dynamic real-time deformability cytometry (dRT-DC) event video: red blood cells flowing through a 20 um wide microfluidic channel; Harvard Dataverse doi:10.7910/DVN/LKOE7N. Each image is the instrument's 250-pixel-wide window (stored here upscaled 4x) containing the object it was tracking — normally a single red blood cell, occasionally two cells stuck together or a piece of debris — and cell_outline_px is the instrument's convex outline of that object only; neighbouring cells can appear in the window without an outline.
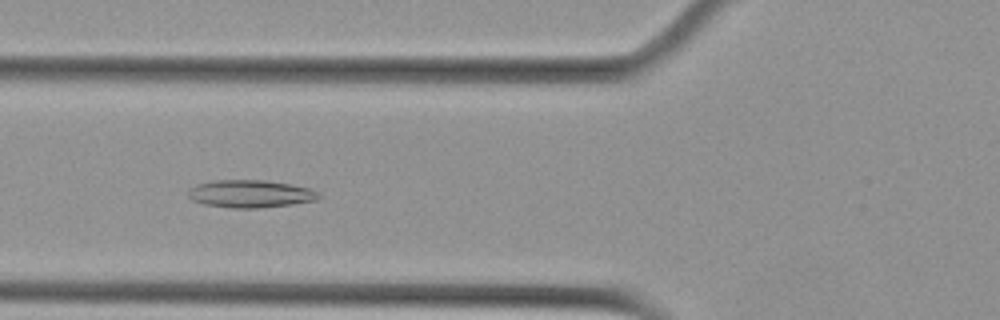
{"species": "Egyptian fruit bat (a non-hibernating species)", "species_latin": "Rousettus aegyptiacus", "temperature_condition": "cold", "stored_images_in_passage": 40, "camera_frame_rate_fps": 3000, "um_per_image_px": 0.085, "animal": {"sex": "female"}, "frame": {"image": 1, "passage_image": 6, "time_ms": 1.667, "image_size_px": [1000, 320], "cell_outline_px": [[324, 196], [316, 200], [292, 204], [256, 208], [232, 208], [204, 204], [192, 200], [188, 196], [188, 188], [196, 184], [212, 180], [264, 180], [312, 188], [320, 192]], "centroid_in_image_um": [21.29, 16.47], "position_along_channel_um": 104.5, "area_um2": 21.21}}
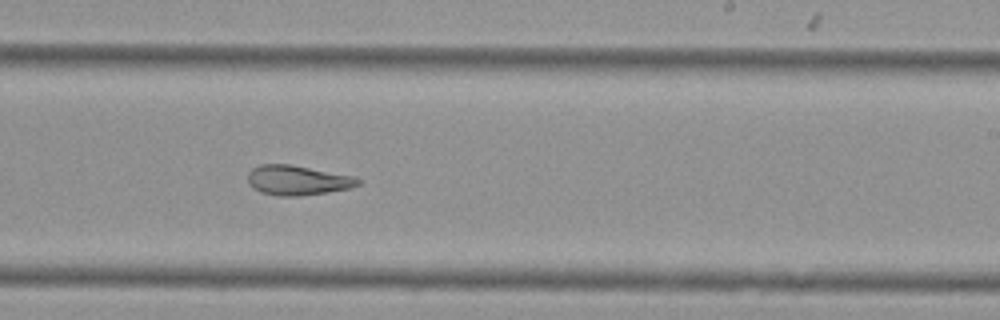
{"frame": {"image": 2, "passage_image": 19, "time_ms": 6.0, "image_size_px": [1000, 320], "cell_outline_px": [[360, 184], [352, 188], [328, 192], [300, 196], [280, 196], [260, 192], [252, 188], [248, 184], [248, 172], [252, 168], [260, 164], [292, 164], [352, 176], [360, 180]], "centroid_in_image_um": [25.26, 15.32], "position_along_channel_um": 263.7, "area_um2": 19.25}}
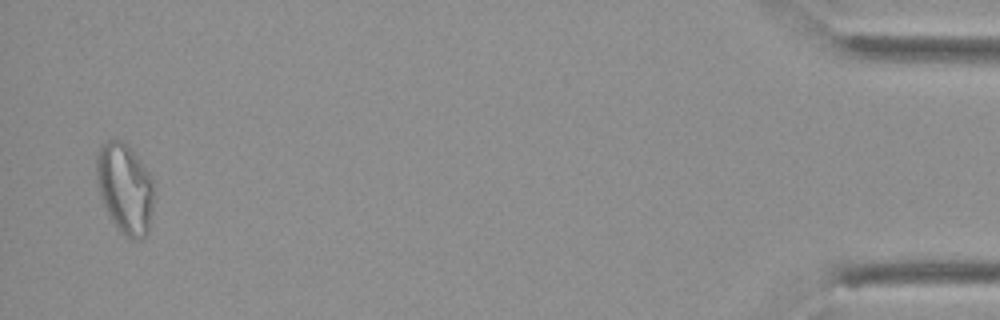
{"frame": {"image": 3, "passage_image": 39, "time_ms": 12.667, "image_size_px": [1000, 320], "cell_outline_px": [[156, 188], [152, 212], [148, 232], [140, 240], [128, 240], [116, 228], [100, 196], [96, 176], [96, 156], [100, 144], [108, 140], [120, 140], [128, 144], [152, 176], [156, 184]], "centroid_in_image_um": [10.65, 16.02], "position_along_channel_um": 424.5, "area_um2": 30.98}, "authors_computed_cell_mechanics": {"area_um2": 20.6346, "velocity_mm_per_s": 3.6837, "shape_relaxation_time_tau1_ms": null, "shape_relaxation_time_tau2_ms": 3.9052, "deformation_change_tau1": null, "deformation_change_tau2": 0.128}}